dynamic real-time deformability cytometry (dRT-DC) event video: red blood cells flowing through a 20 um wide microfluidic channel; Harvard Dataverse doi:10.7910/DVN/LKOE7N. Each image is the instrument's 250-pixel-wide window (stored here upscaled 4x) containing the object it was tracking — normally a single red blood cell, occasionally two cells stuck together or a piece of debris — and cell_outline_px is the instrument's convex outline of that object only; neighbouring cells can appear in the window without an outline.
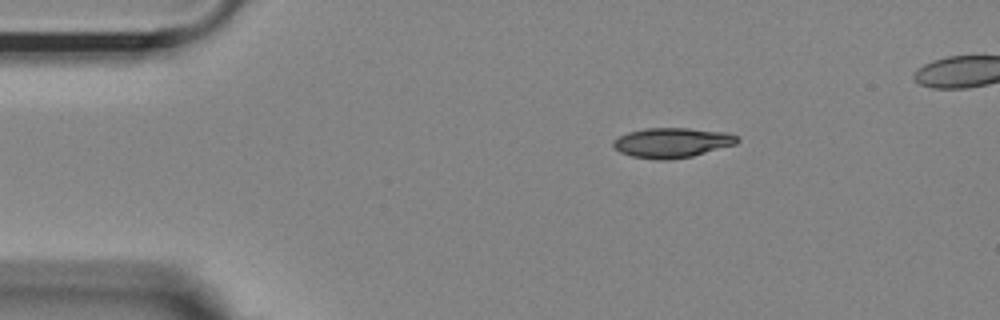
{"species": "Egyptian fruit bat (a non-hibernating species)", "species_latin": "Rousettus aegyptiacus", "temperature_condition": "room temperature", "stored_images_in_passage": 44, "camera_frame_rate_fps": 3000, "um_per_image_px": 0.085, "animal": {"sex": "female"}, "frame": {"image": 1, "passage_image": 1, "time_ms": 0.0, "image_size_px": [1000, 320], "cell_outline_px": [[740, 140], [736, 144], [692, 156], [672, 160], [656, 160], [632, 156], [620, 152], [612, 144], [612, 140], [628, 132], [644, 128], [688, 128], [728, 132], [736, 136]], "centroid_in_image_um": [57.12, 12.13], "position_along_channel_um": 27.9, "area_um2": 21.68}}
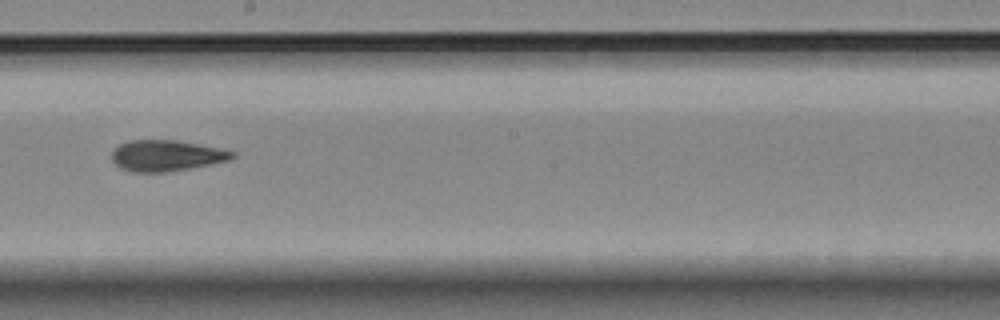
{"frame": {"image": 2, "passage_image": 22, "time_ms": 7.0, "image_size_px": [1000, 320], "cell_outline_px": [[236, 156], [228, 160], [188, 168], [164, 172], [132, 172], [120, 168], [112, 160], [112, 152], [120, 144], [128, 140], [176, 140], [224, 148], [236, 152]], "centroid_in_image_um": [14.15, 13.21], "position_along_channel_um": 234.0, "area_um2": 21.73}}
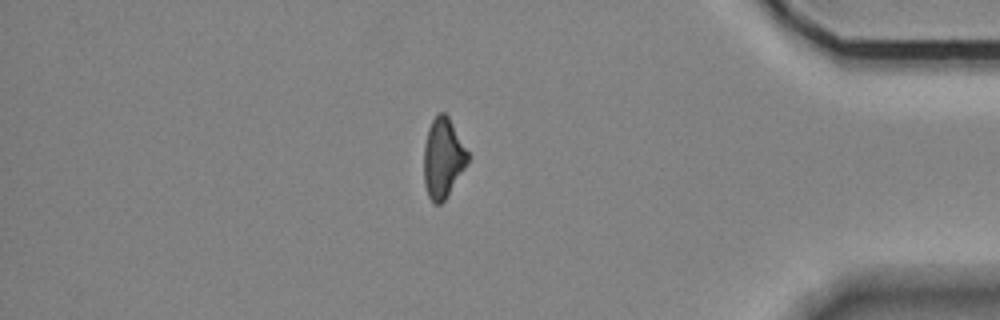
{"frame": {"image": 3, "passage_image": 38, "time_ms": 12.333, "image_size_px": [1000, 320], "cell_outline_px": [[468, 160], [464, 168], [444, 200], [440, 204], [436, 204], [428, 196], [424, 184], [424, 144], [428, 128], [432, 120], [440, 112], [444, 112], [448, 116], [468, 152]], "centroid_in_image_um": [37.63, 13.42], "position_along_channel_um": 397.6, "area_um2": 20.0}, "authors_computed_cell_mechanics": {"area_um2": 21.5594, "velocity_mm_per_s": 3.6884, "shape_relaxation_time_tau1_ms": null, "shape_relaxation_time_tau2_ms": 5.6878, "deformation_change_tau1": null, "deformation_change_tau2": 0.1281}}